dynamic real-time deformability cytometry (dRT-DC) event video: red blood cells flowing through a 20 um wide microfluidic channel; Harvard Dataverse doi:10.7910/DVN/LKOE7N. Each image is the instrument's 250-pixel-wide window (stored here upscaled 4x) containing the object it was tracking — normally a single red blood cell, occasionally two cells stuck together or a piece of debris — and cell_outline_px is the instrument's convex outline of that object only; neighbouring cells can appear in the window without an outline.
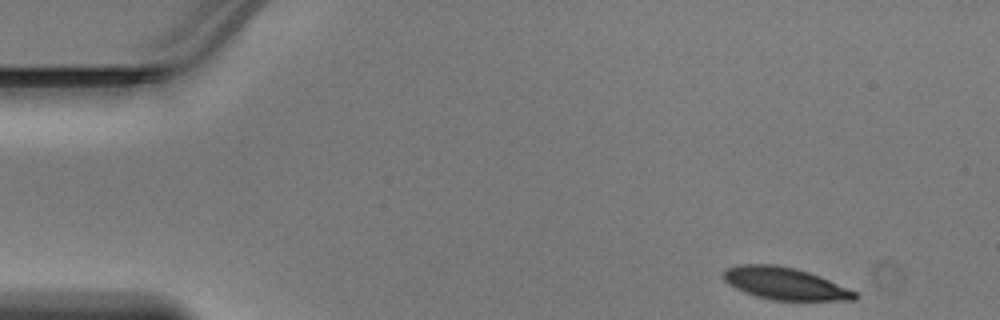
{"species": "Egyptian fruit bat (a non-hibernating species)", "species_latin": "Rousettus aegyptiacus", "temperature_condition": "warm", "stored_images_in_passage": 43, "camera_frame_rate_fps": 3000, "um_per_image_px": 0.085, "animal": {"sex": "male"}, "frame": {"image": 1, "passage_image": 1, "time_ms": 0.0, "image_size_px": [1000, 320], "cell_outline_px": [[860, 296], [852, 300], [772, 300], [756, 296], [744, 292], [736, 288], [724, 280], [724, 272], [728, 268], [736, 264], [776, 264], [796, 268], [820, 276], [856, 292]], "centroid_in_image_um": [66.71, 24.09], "position_along_channel_um": 18.3, "area_um2": 24.51}}
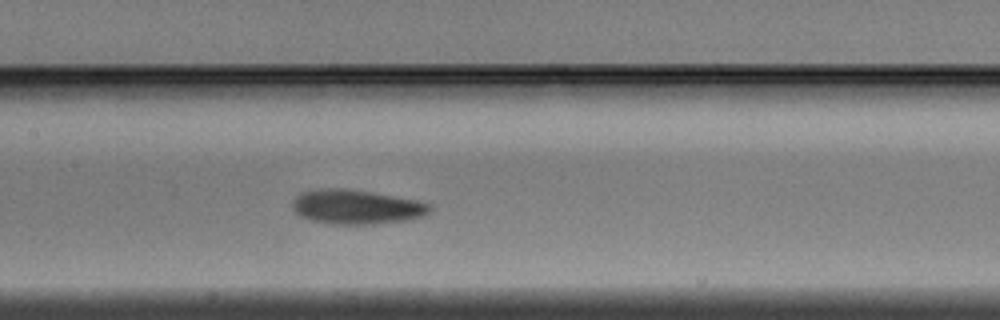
{"frame": {"image": 2, "passage_image": 19, "time_ms": 6.0, "image_size_px": [1000, 320], "cell_outline_px": [[432, 208], [424, 216], [404, 220], [372, 224], [328, 224], [312, 220], [300, 216], [292, 208], [292, 200], [300, 192], [320, 188], [344, 188], [372, 192], [416, 200], [432, 204]], "centroid_in_image_um": [30.26, 17.58], "position_along_channel_um": 177.1, "area_um2": 27.63}}
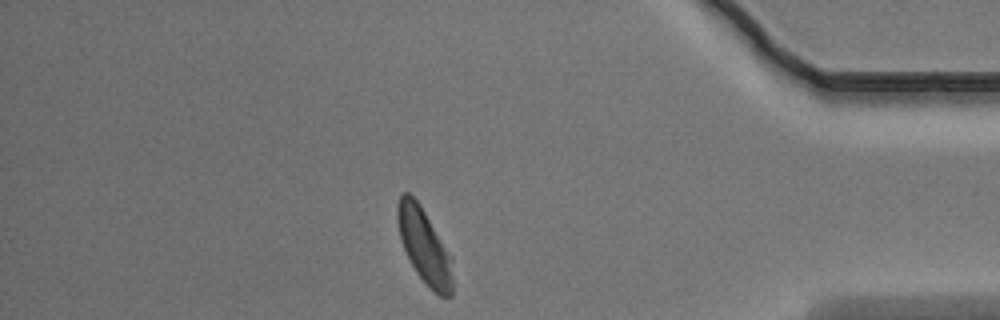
{"frame": {"image": 3, "passage_image": 37, "time_ms": 12.0, "image_size_px": [1000, 320], "cell_outline_px": [[452, 296], [440, 296], [416, 272], [400, 240], [396, 220], [396, 204], [400, 196], [404, 192], [408, 192], [420, 204], [452, 256]], "centroid_in_image_um": [36.05, 20.86], "position_along_channel_um": 399.2, "area_um2": 23.87}}